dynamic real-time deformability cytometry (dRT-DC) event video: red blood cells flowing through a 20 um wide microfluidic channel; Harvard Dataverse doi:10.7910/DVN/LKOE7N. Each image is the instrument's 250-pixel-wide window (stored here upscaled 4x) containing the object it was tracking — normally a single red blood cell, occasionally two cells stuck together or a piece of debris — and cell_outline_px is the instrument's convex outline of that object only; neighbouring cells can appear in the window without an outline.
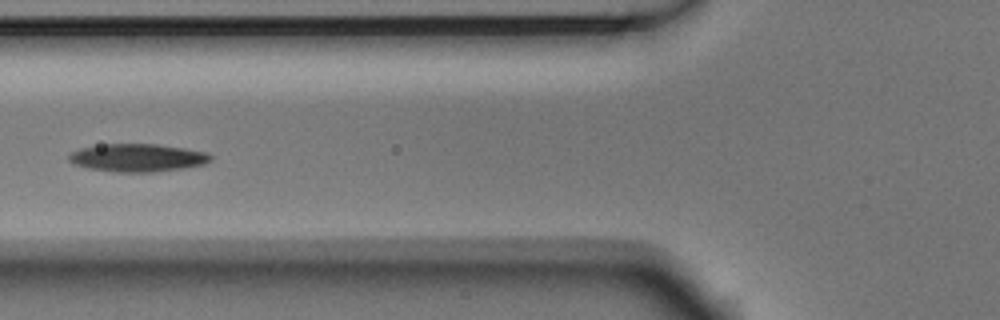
{"species": "Egyptian fruit bat (a non-hibernating species)", "species_latin": "Rousettus aegyptiacus", "temperature_condition": "room temperature", "stored_images_in_passage": 8, "camera_frame_rate_fps": 3000, "um_per_image_px": 0.085, "animal": {"sex": "male"}, "frame": {"image": 1, "passage_image": 5, "time_ms": 1.333, "image_size_px": [1000, 320], "cell_outline_px": [[212, 160], [204, 164], [184, 168], [152, 172], [116, 172], [88, 168], [72, 164], [68, 160], [68, 156], [72, 152], [80, 148], [104, 144], [156, 144], [184, 148], [208, 152], [212, 156]], "centroid_in_image_um": [11.69, 13.41], "position_along_channel_um": 114.1, "area_um2": 23.12}}
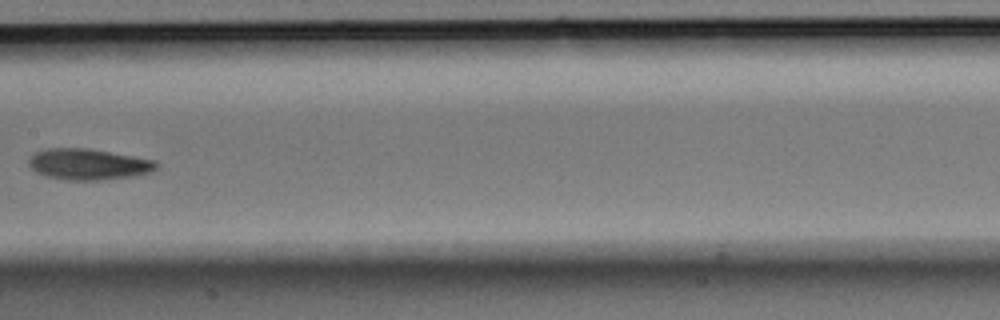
{"frame": {"image": 2, "passage_image": 7, "time_ms": 2.0, "image_size_px": [1000, 320], "cell_outline_px": [[160, 164], [152, 172], [132, 176], [104, 180], [64, 180], [48, 176], [36, 172], [28, 164], [28, 160], [36, 152], [48, 148], [88, 148], [156, 160]], "centroid_in_image_um": [7.55, 13.96], "position_along_channel_um": 199.9, "area_um2": 23.12}}
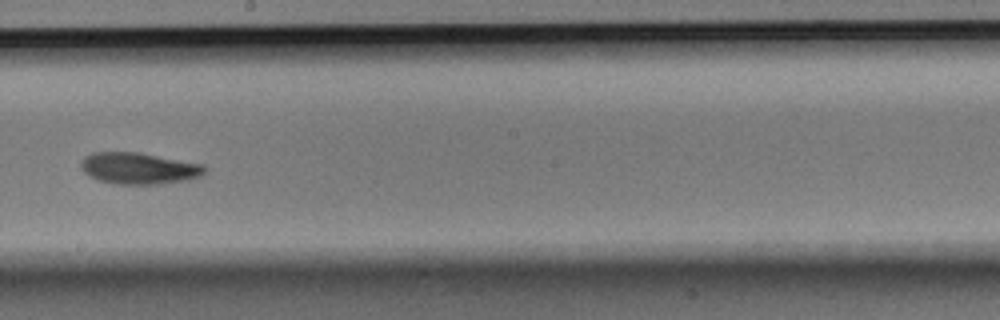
{"frame": {"image": 3, "passage_image": 8, "time_ms": 2.333, "image_size_px": [1000, 320], "cell_outline_px": [[204, 172], [200, 176], [188, 180], [156, 184], [116, 184], [100, 180], [84, 172], [80, 164], [80, 160], [84, 156], [92, 152], [140, 152], [204, 164]], "centroid_in_image_um": [11.8, 14.29], "position_along_channel_um": 236.4, "area_um2": 22.72}}